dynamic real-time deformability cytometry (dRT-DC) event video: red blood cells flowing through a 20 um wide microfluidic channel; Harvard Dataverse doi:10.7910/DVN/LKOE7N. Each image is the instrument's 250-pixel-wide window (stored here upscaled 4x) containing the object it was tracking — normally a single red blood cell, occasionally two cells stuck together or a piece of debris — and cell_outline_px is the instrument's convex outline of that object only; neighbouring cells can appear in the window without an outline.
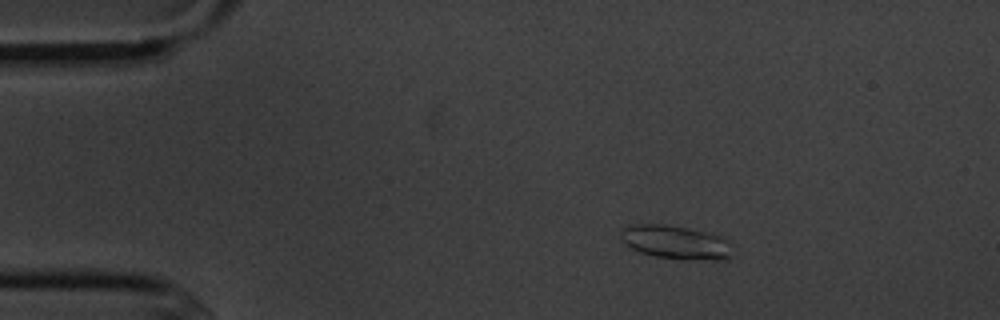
{"species": "common noctule bat (a hibernating species)", "species_latin": "Nyctalus noctula", "temperature_condition": "cold", "stored_images_in_passage": 4, "camera_frame_rate_fps": 3000, "um_per_image_px": 0.085, "animal": {"sex": "male", "body_mass_g": 20.1, "forearm_length_mm": 53.5}, "frame": {"image": 1, "passage_image": 2, "time_ms": 1.333, "image_size_px": [1000, 320], "cell_outline_px": [[732, 256], [728, 260], [684, 260], [656, 256], [640, 252], [632, 248], [620, 240], [624, 228], [628, 224], [664, 224], [724, 236]], "centroid_in_image_um": [57.43, 20.61], "position_along_channel_um": 27.6, "area_um2": 21.79}}